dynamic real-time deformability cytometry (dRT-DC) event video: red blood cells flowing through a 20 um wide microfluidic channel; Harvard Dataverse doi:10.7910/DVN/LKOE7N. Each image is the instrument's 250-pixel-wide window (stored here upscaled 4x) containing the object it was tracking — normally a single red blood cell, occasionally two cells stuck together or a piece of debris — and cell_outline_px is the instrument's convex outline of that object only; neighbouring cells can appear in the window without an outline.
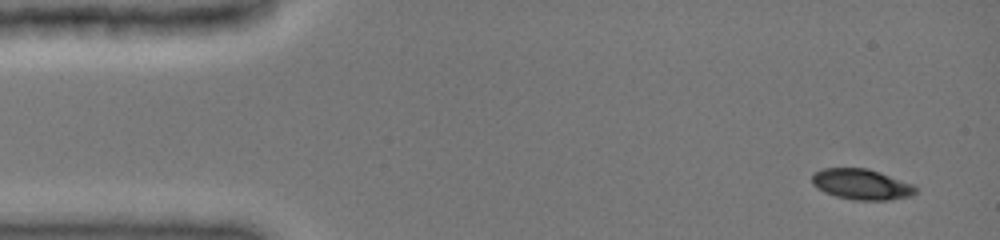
{"species": "common noctule bat (a hibernating species)", "species_latin": "Nyctalus noctula", "temperature_condition": "cold", "stored_images_in_passage": 13, "camera_frame_rate_fps": 3000, "um_per_image_px": 0.085, "animal": {"sex": "female", "body_mass_g": 19.0, "forearm_length_mm": 51.5}, "frame": {"image": 1, "passage_image": 1, "time_ms": 0.0, "image_size_px": [1000, 240], "cell_outline_px": [[916, 192], [908, 196], [888, 200], [852, 200], [836, 196], [824, 192], [812, 184], [812, 176], [816, 172], [824, 168], [868, 168], [912, 184], [916, 188]], "centroid_in_image_um": [73.2, 15.67], "position_along_channel_um": 11.8, "area_um2": 18.26}}
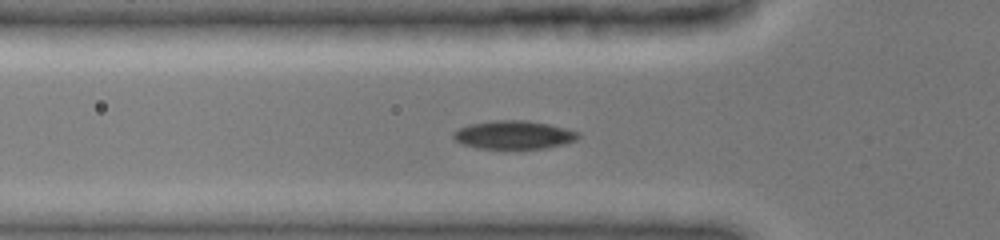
{"frame": {"image": 2, "passage_image": 10, "time_ms": 4.333, "image_size_px": [1000, 240], "cell_outline_px": [[580, 136], [576, 140], [564, 144], [544, 148], [480, 148], [464, 144], [456, 140], [452, 136], [452, 132], [468, 124], [492, 120], [524, 120], [548, 124], [580, 132]], "centroid_in_image_um": [43.67, 11.45], "position_along_channel_um": 82.1, "area_um2": 20.46}}
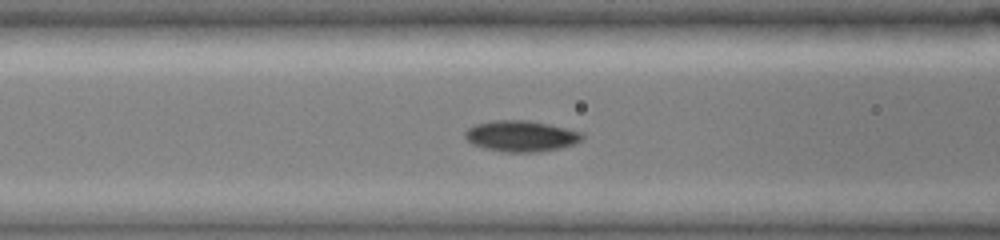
{"frame": {"image": 3, "passage_image": 12, "time_ms": 5.333, "image_size_px": [1000, 240], "cell_outline_px": [[584, 136], [580, 140], [572, 144], [560, 148], [536, 152], [508, 152], [484, 148], [472, 144], [464, 136], [464, 132], [468, 128], [476, 124], [492, 120], [528, 120], [548, 124], [584, 132]], "centroid_in_image_um": [44.28, 11.56], "position_along_channel_um": 122.3, "area_um2": 21.1}}